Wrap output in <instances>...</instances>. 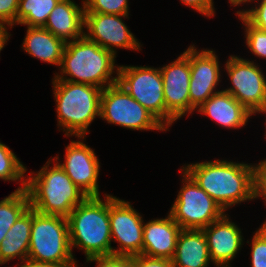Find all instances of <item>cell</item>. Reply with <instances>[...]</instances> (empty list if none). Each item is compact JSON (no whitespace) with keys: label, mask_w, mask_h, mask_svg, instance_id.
I'll return each mask as SVG.
<instances>
[{"label":"cell","mask_w":266,"mask_h":267,"mask_svg":"<svg viewBox=\"0 0 266 267\" xmlns=\"http://www.w3.org/2000/svg\"><path fill=\"white\" fill-rule=\"evenodd\" d=\"M78 141L71 140L65 148V160L59 162V154L52 157L72 182L87 196H101L99 190L100 162L94 149L86 145L85 137H77Z\"/></svg>","instance_id":"9a60e30c"},{"label":"cell","mask_w":266,"mask_h":267,"mask_svg":"<svg viewBox=\"0 0 266 267\" xmlns=\"http://www.w3.org/2000/svg\"><path fill=\"white\" fill-rule=\"evenodd\" d=\"M260 1V2H259ZM254 7L236 11L241 14L251 25L266 32V0H253Z\"/></svg>","instance_id":"f1b7e54d"},{"label":"cell","mask_w":266,"mask_h":267,"mask_svg":"<svg viewBox=\"0 0 266 267\" xmlns=\"http://www.w3.org/2000/svg\"><path fill=\"white\" fill-rule=\"evenodd\" d=\"M180 2L187 6L191 7L193 10L201 13L205 17H214L215 16V5L213 0H180Z\"/></svg>","instance_id":"d6a6232c"},{"label":"cell","mask_w":266,"mask_h":267,"mask_svg":"<svg viewBox=\"0 0 266 267\" xmlns=\"http://www.w3.org/2000/svg\"><path fill=\"white\" fill-rule=\"evenodd\" d=\"M163 79V94L166 105V128L179 118L190 115V64L181 53L174 61L160 68Z\"/></svg>","instance_id":"5bb4252c"},{"label":"cell","mask_w":266,"mask_h":267,"mask_svg":"<svg viewBox=\"0 0 266 267\" xmlns=\"http://www.w3.org/2000/svg\"><path fill=\"white\" fill-rule=\"evenodd\" d=\"M100 118L132 130L170 131L118 83L102 89Z\"/></svg>","instance_id":"ba28073f"},{"label":"cell","mask_w":266,"mask_h":267,"mask_svg":"<svg viewBox=\"0 0 266 267\" xmlns=\"http://www.w3.org/2000/svg\"><path fill=\"white\" fill-rule=\"evenodd\" d=\"M84 13L129 15L128 0H83Z\"/></svg>","instance_id":"4316f807"},{"label":"cell","mask_w":266,"mask_h":267,"mask_svg":"<svg viewBox=\"0 0 266 267\" xmlns=\"http://www.w3.org/2000/svg\"><path fill=\"white\" fill-rule=\"evenodd\" d=\"M172 262L174 267H208L212 263L203 230L180 231Z\"/></svg>","instance_id":"ffe728a7"},{"label":"cell","mask_w":266,"mask_h":267,"mask_svg":"<svg viewBox=\"0 0 266 267\" xmlns=\"http://www.w3.org/2000/svg\"><path fill=\"white\" fill-rule=\"evenodd\" d=\"M167 214L165 218L151 219L144 224L142 255L172 260L182 228Z\"/></svg>","instance_id":"e0dca14e"},{"label":"cell","mask_w":266,"mask_h":267,"mask_svg":"<svg viewBox=\"0 0 266 267\" xmlns=\"http://www.w3.org/2000/svg\"><path fill=\"white\" fill-rule=\"evenodd\" d=\"M81 6L73 0H60L48 16L43 28L65 43L83 36L84 1Z\"/></svg>","instance_id":"d6986e66"},{"label":"cell","mask_w":266,"mask_h":267,"mask_svg":"<svg viewBox=\"0 0 266 267\" xmlns=\"http://www.w3.org/2000/svg\"><path fill=\"white\" fill-rule=\"evenodd\" d=\"M202 230L212 264L232 263L244 245V237L240 227L229 218V214L225 213Z\"/></svg>","instance_id":"2e32d148"},{"label":"cell","mask_w":266,"mask_h":267,"mask_svg":"<svg viewBox=\"0 0 266 267\" xmlns=\"http://www.w3.org/2000/svg\"><path fill=\"white\" fill-rule=\"evenodd\" d=\"M32 226V207L30 206L8 230L6 238L0 243V265L15 258L20 262L28 258Z\"/></svg>","instance_id":"7402d4cb"},{"label":"cell","mask_w":266,"mask_h":267,"mask_svg":"<svg viewBox=\"0 0 266 267\" xmlns=\"http://www.w3.org/2000/svg\"><path fill=\"white\" fill-rule=\"evenodd\" d=\"M237 16L244 24L245 42L251 54L266 59V32L251 25L241 14Z\"/></svg>","instance_id":"484cf974"},{"label":"cell","mask_w":266,"mask_h":267,"mask_svg":"<svg viewBox=\"0 0 266 267\" xmlns=\"http://www.w3.org/2000/svg\"><path fill=\"white\" fill-rule=\"evenodd\" d=\"M252 1L253 0H229L228 3H230L231 5L230 6H242V4L244 5L245 3H250L252 4Z\"/></svg>","instance_id":"8d00e7d4"},{"label":"cell","mask_w":266,"mask_h":267,"mask_svg":"<svg viewBox=\"0 0 266 267\" xmlns=\"http://www.w3.org/2000/svg\"><path fill=\"white\" fill-rule=\"evenodd\" d=\"M20 0H0V23L12 28L16 25Z\"/></svg>","instance_id":"1f68e13d"},{"label":"cell","mask_w":266,"mask_h":267,"mask_svg":"<svg viewBox=\"0 0 266 267\" xmlns=\"http://www.w3.org/2000/svg\"><path fill=\"white\" fill-rule=\"evenodd\" d=\"M117 83L166 127V105L160 67L120 65Z\"/></svg>","instance_id":"30bf717a"},{"label":"cell","mask_w":266,"mask_h":267,"mask_svg":"<svg viewBox=\"0 0 266 267\" xmlns=\"http://www.w3.org/2000/svg\"><path fill=\"white\" fill-rule=\"evenodd\" d=\"M52 85L58 128L67 137H86L92 121L100 118L102 89L66 80H52Z\"/></svg>","instance_id":"5b68a950"},{"label":"cell","mask_w":266,"mask_h":267,"mask_svg":"<svg viewBox=\"0 0 266 267\" xmlns=\"http://www.w3.org/2000/svg\"><path fill=\"white\" fill-rule=\"evenodd\" d=\"M201 115L215 121L219 127L237 129L246 126L252 113L239 103L231 94L223 89L213 94L196 109Z\"/></svg>","instance_id":"ac0fdd59"},{"label":"cell","mask_w":266,"mask_h":267,"mask_svg":"<svg viewBox=\"0 0 266 267\" xmlns=\"http://www.w3.org/2000/svg\"><path fill=\"white\" fill-rule=\"evenodd\" d=\"M261 113H263V114L266 115V110H263V111L259 112L258 114H261ZM264 124H265V129H266V119H265V123ZM264 134H265L264 136L266 137V130H265V133Z\"/></svg>","instance_id":"f35d334b"},{"label":"cell","mask_w":266,"mask_h":267,"mask_svg":"<svg viewBox=\"0 0 266 267\" xmlns=\"http://www.w3.org/2000/svg\"><path fill=\"white\" fill-rule=\"evenodd\" d=\"M22 49L32 57L60 66L66 43L43 27H28Z\"/></svg>","instance_id":"44dd1931"},{"label":"cell","mask_w":266,"mask_h":267,"mask_svg":"<svg viewBox=\"0 0 266 267\" xmlns=\"http://www.w3.org/2000/svg\"><path fill=\"white\" fill-rule=\"evenodd\" d=\"M181 169L225 212L241 202L254 200L251 163L216 159L185 164Z\"/></svg>","instance_id":"6da1fadb"},{"label":"cell","mask_w":266,"mask_h":267,"mask_svg":"<svg viewBox=\"0 0 266 267\" xmlns=\"http://www.w3.org/2000/svg\"><path fill=\"white\" fill-rule=\"evenodd\" d=\"M251 240V267H266V220Z\"/></svg>","instance_id":"83f0119b"},{"label":"cell","mask_w":266,"mask_h":267,"mask_svg":"<svg viewBox=\"0 0 266 267\" xmlns=\"http://www.w3.org/2000/svg\"><path fill=\"white\" fill-rule=\"evenodd\" d=\"M134 257L135 267H174L170 259L152 258L142 254Z\"/></svg>","instance_id":"836d02e7"},{"label":"cell","mask_w":266,"mask_h":267,"mask_svg":"<svg viewBox=\"0 0 266 267\" xmlns=\"http://www.w3.org/2000/svg\"><path fill=\"white\" fill-rule=\"evenodd\" d=\"M26 172L27 168L17 158V155L0 141V179L3 181H19L21 186L16 190H22L27 185Z\"/></svg>","instance_id":"d4e9b609"},{"label":"cell","mask_w":266,"mask_h":267,"mask_svg":"<svg viewBox=\"0 0 266 267\" xmlns=\"http://www.w3.org/2000/svg\"><path fill=\"white\" fill-rule=\"evenodd\" d=\"M95 262L96 267H135L134 256L106 255L86 259V263ZM78 267H80L78 265Z\"/></svg>","instance_id":"4dcf8cb0"},{"label":"cell","mask_w":266,"mask_h":267,"mask_svg":"<svg viewBox=\"0 0 266 267\" xmlns=\"http://www.w3.org/2000/svg\"><path fill=\"white\" fill-rule=\"evenodd\" d=\"M29 207L30 198L26 188L15 190L0 200V243L6 238L8 230Z\"/></svg>","instance_id":"603a6c76"},{"label":"cell","mask_w":266,"mask_h":267,"mask_svg":"<svg viewBox=\"0 0 266 267\" xmlns=\"http://www.w3.org/2000/svg\"><path fill=\"white\" fill-rule=\"evenodd\" d=\"M26 190L34 210L66 218L88 197L52 158L37 173L30 172Z\"/></svg>","instance_id":"277c9868"},{"label":"cell","mask_w":266,"mask_h":267,"mask_svg":"<svg viewBox=\"0 0 266 267\" xmlns=\"http://www.w3.org/2000/svg\"><path fill=\"white\" fill-rule=\"evenodd\" d=\"M254 200L262 198L266 206V159L252 164Z\"/></svg>","instance_id":"f546056e"},{"label":"cell","mask_w":266,"mask_h":267,"mask_svg":"<svg viewBox=\"0 0 266 267\" xmlns=\"http://www.w3.org/2000/svg\"><path fill=\"white\" fill-rule=\"evenodd\" d=\"M109 221L113 255L139 256L142 254L144 220L131 202L109 194Z\"/></svg>","instance_id":"8fae6325"},{"label":"cell","mask_w":266,"mask_h":267,"mask_svg":"<svg viewBox=\"0 0 266 267\" xmlns=\"http://www.w3.org/2000/svg\"><path fill=\"white\" fill-rule=\"evenodd\" d=\"M182 186L169 214L182 229L202 230L220 219L225 211L180 168Z\"/></svg>","instance_id":"52a82bcc"},{"label":"cell","mask_w":266,"mask_h":267,"mask_svg":"<svg viewBox=\"0 0 266 267\" xmlns=\"http://www.w3.org/2000/svg\"><path fill=\"white\" fill-rule=\"evenodd\" d=\"M216 267H232L231 264H214Z\"/></svg>","instance_id":"74e56055"},{"label":"cell","mask_w":266,"mask_h":267,"mask_svg":"<svg viewBox=\"0 0 266 267\" xmlns=\"http://www.w3.org/2000/svg\"><path fill=\"white\" fill-rule=\"evenodd\" d=\"M115 58L112 52L83 35L66 43L59 66L60 73H55L52 80H66L104 89L117 83L119 65L116 66ZM114 73L116 76L113 77Z\"/></svg>","instance_id":"7a4b0ae2"},{"label":"cell","mask_w":266,"mask_h":267,"mask_svg":"<svg viewBox=\"0 0 266 267\" xmlns=\"http://www.w3.org/2000/svg\"><path fill=\"white\" fill-rule=\"evenodd\" d=\"M9 26L0 23V52L3 50L11 34L8 32Z\"/></svg>","instance_id":"d590c367"},{"label":"cell","mask_w":266,"mask_h":267,"mask_svg":"<svg viewBox=\"0 0 266 267\" xmlns=\"http://www.w3.org/2000/svg\"><path fill=\"white\" fill-rule=\"evenodd\" d=\"M69 241L66 217L41 214L32 208L28 258L56 264H77Z\"/></svg>","instance_id":"8992f818"},{"label":"cell","mask_w":266,"mask_h":267,"mask_svg":"<svg viewBox=\"0 0 266 267\" xmlns=\"http://www.w3.org/2000/svg\"><path fill=\"white\" fill-rule=\"evenodd\" d=\"M60 0H20L16 16L17 25L43 27L48 16Z\"/></svg>","instance_id":"cb8c5ba5"},{"label":"cell","mask_w":266,"mask_h":267,"mask_svg":"<svg viewBox=\"0 0 266 267\" xmlns=\"http://www.w3.org/2000/svg\"><path fill=\"white\" fill-rule=\"evenodd\" d=\"M254 62L230 55L224 68L232 86L223 89L253 115L266 110V77Z\"/></svg>","instance_id":"9c48e42d"},{"label":"cell","mask_w":266,"mask_h":267,"mask_svg":"<svg viewBox=\"0 0 266 267\" xmlns=\"http://www.w3.org/2000/svg\"><path fill=\"white\" fill-rule=\"evenodd\" d=\"M16 267H78V264H56L25 258L20 262V265L17 264Z\"/></svg>","instance_id":"e575fe53"},{"label":"cell","mask_w":266,"mask_h":267,"mask_svg":"<svg viewBox=\"0 0 266 267\" xmlns=\"http://www.w3.org/2000/svg\"><path fill=\"white\" fill-rule=\"evenodd\" d=\"M215 50L198 49L191 44L183 54L189 59L190 64V114L196 111L213 94L219 92L216 90L221 82L220 61Z\"/></svg>","instance_id":"7c38bea8"},{"label":"cell","mask_w":266,"mask_h":267,"mask_svg":"<svg viewBox=\"0 0 266 267\" xmlns=\"http://www.w3.org/2000/svg\"><path fill=\"white\" fill-rule=\"evenodd\" d=\"M104 195L88 196L67 217L71 251L83 250L85 259L112 255L109 194Z\"/></svg>","instance_id":"3957f363"},{"label":"cell","mask_w":266,"mask_h":267,"mask_svg":"<svg viewBox=\"0 0 266 267\" xmlns=\"http://www.w3.org/2000/svg\"><path fill=\"white\" fill-rule=\"evenodd\" d=\"M129 15L84 13L83 35L100 47L117 55L116 49L141 50V43L124 23Z\"/></svg>","instance_id":"4fadbf2b"}]
</instances>
